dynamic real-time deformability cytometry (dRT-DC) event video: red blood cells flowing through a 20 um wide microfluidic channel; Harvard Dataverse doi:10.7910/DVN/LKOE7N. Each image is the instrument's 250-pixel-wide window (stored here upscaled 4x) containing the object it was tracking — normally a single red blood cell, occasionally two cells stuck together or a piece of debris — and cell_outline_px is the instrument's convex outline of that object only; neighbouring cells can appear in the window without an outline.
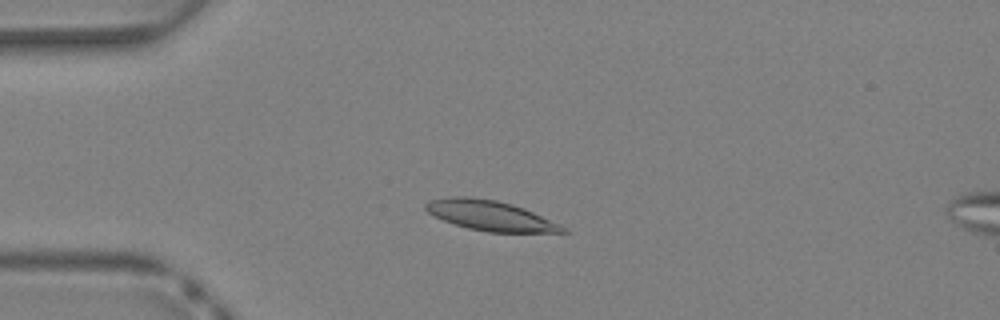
{"species": "Egyptian fruit bat (a non-hibernating species)", "species_latin": "Rousettus aegyptiacus", "temperature_condition": "warm", "stored_images_in_passage": 37, "camera_frame_rate_fps": 3000, "um_per_image_px": 0.085, "animal": {"sex": "female"}, "frame": {"image": 1, "passage_image": 7, "time_ms": 2.0, "image_size_px": [1000, 320], "cell_outline_px": [[568, 232], [488, 232], [468, 228], [444, 220], [428, 212], [424, 208], [424, 204], [432, 200], [448, 196], [472, 196], [496, 200], [512, 204], [524, 208], [564, 228]], "centroid_in_image_um": [41.59, 18.3], "position_along_channel_um": 43.4, "area_um2": 23.47}}
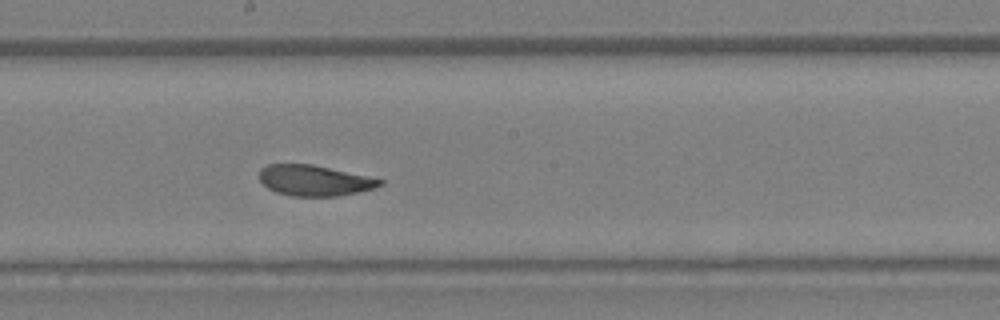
{"frame": {"image": 2, "passage_image": 19, "time_ms": 6.0, "image_size_px": [1000, 320], "cell_outline_px": [[384, 184], [376, 188], [336, 196], [292, 196], [276, 192], [268, 188], [260, 180], [260, 172], [268, 164], [312, 164], [384, 180]], "centroid_in_image_um": [26.74, 15.34], "position_along_channel_um": 221.5, "area_um2": 21.27}}
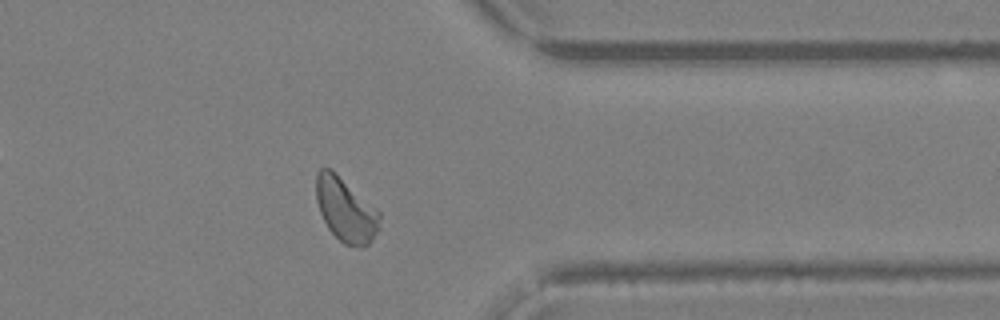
{"frame": {"image": 3, "passage_image": 29, "time_ms": 9.333, "image_size_px": [1000, 320], "cell_outline_px": [[380, 228], [372, 240], [364, 248], [360, 248], [344, 244], [328, 228], [320, 212], [316, 200], [316, 172], [320, 168], [332, 168], [380, 212]], "centroid_in_image_um": [29.39, 17.83], "position_along_channel_um": 382.0, "area_um2": 23.81}}